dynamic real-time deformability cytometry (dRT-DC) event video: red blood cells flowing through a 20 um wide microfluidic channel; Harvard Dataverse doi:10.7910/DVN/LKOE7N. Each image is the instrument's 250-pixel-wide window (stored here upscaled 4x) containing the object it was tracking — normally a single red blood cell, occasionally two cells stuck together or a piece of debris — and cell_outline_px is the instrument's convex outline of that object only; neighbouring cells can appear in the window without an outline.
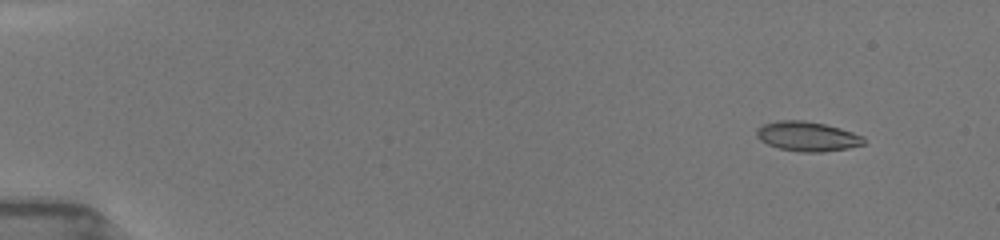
{"species": "common noctule bat (a hibernating species)", "species_latin": "Nyctalus noctula", "temperature_condition": "room temperature", "stored_images_in_passage": 20, "camera_frame_rate_fps": 3000, "um_per_image_px": 0.085, "animal": {"sex": "female", "body_mass_g": 19.5, "forearm_length_mm": 54.1}, "frame": {"image": 1, "passage_image": 2, "time_ms": 1.0, "image_size_px": [1000, 240], "cell_outline_px": [[864, 144], [848, 148], [824, 152], [800, 152], [780, 148], [768, 144], [760, 140], [756, 136], [756, 128], [764, 124], [776, 120], [804, 120], [824, 124], [840, 128], [864, 136]], "centroid_in_image_um": [68.61, 11.59], "position_along_channel_um": 16.4, "area_um2": 18.55}}
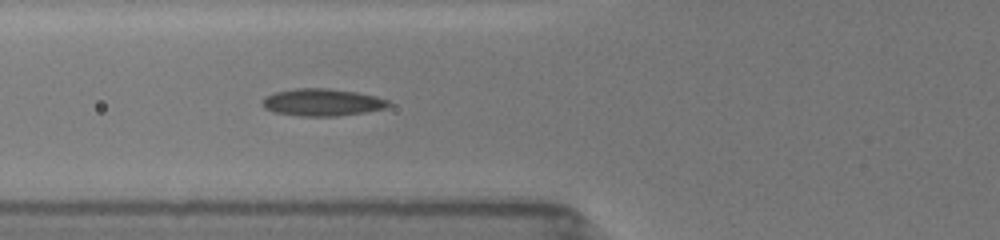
{"frame": {"image": 2, "passage_image": 15, "time_ms": 6.333, "image_size_px": [1000, 240], "cell_outline_px": [[392, 104], [384, 108], [364, 112], [336, 116], [300, 116], [272, 112], [264, 108], [260, 104], [260, 100], [264, 96], [276, 92], [292, 88], [328, 88], [356, 92], [376, 96], [388, 100]], "centroid_in_image_um": [27.32, 8.69], "position_along_channel_um": 98.5, "area_um2": 20.23}}
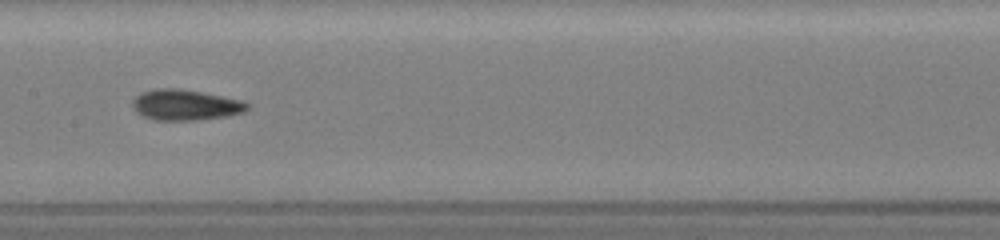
{"frame": {"image": 3, "passage_image": 20, "time_ms": 8.667, "image_size_px": [1000, 240], "cell_outline_px": [[252, 104], [244, 112], [228, 116], [200, 120], [152, 120], [136, 112], [132, 108], [132, 100], [140, 92], [156, 88], [180, 88], [244, 100]], "centroid_in_image_um": [15.77, 8.91], "position_along_channel_um": 191.6, "area_um2": 20.92}}